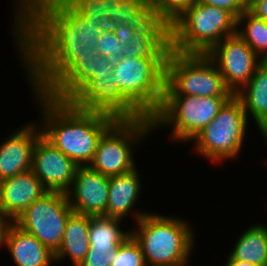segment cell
Returning a JSON list of instances; mask_svg holds the SVG:
<instances>
[{
	"instance_id": "cell-6",
	"label": "cell",
	"mask_w": 267,
	"mask_h": 266,
	"mask_svg": "<svg viewBox=\"0 0 267 266\" xmlns=\"http://www.w3.org/2000/svg\"><path fill=\"white\" fill-rule=\"evenodd\" d=\"M149 134H154L149 117L117 119L98 140L88 167L108 177L132 171L138 166L134 152Z\"/></svg>"
},
{
	"instance_id": "cell-27",
	"label": "cell",
	"mask_w": 267,
	"mask_h": 266,
	"mask_svg": "<svg viewBox=\"0 0 267 266\" xmlns=\"http://www.w3.org/2000/svg\"><path fill=\"white\" fill-rule=\"evenodd\" d=\"M147 1L152 7L155 17L171 25L195 0H147Z\"/></svg>"
},
{
	"instance_id": "cell-21",
	"label": "cell",
	"mask_w": 267,
	"mask_h": 266,
	"mask_svg": "<svg viewBox=\"0 0 267 266\" xmlns=\"http://www.w3.org/2000/svg\"><path fill=\"white\" fill-rule=\"evenodd\" d=\"M234 95L241 101L247 119L251 116L259 132L264 131L267 128V61L256 68L249 82Z\"/></svg>"
},
{
	"instance_id": "cell-14",
	"label": "cell",
	"mask_w": 267,
	"mask_h": 266,
	"mask_svg": "<svg viewBox=\"0 0 267 266\" xmlns=\"http://www.w3.org/2000/svg\"><path fill=\"white\" fill-rule=\"evenodd\" d=\"M114 60L97 51L78 56L43 91L47 96L68 100L88 79L113 73Z\"/></svg>"
},
{
	"instance_id": "cell-30",
	"label": "cell",
	"mask_w": 267,
	"mask_h": 266,
	"mask_svg": "<svg viewBox=\"0 0 267 266\" xmlns=\"http://www.w3.org/2000/svg\"><path fill=\"white\" fill-rule=\"evenodd\" d=\"M122 43L118 42L115 32H101L97 42V52L112 60H117L123 53Z\"/></svg>"
},
{
	"instance_id": "cell-40",
	"label": "cell",
	"mask_w": 267,
	"mask_h": 266,
	"mask_svg": "<svg viewBox=\"0 0 267 266\" xmlns=\"http://www.w3.org/2000/svg\"><path fill=\"white\" fill-rule=\"evenodd\" d=\"M265 160V162H263L264 163V165H266L265 167H267V157L266 158H264Z\"/></svg>"
},
{
	"instance_id": "cell-39",
	"label": "cell",
	"mask_w": 267,
	"mask_h": 266,
	"mask_svg": "<svg viewBox=\"0 0 267 266\" xmlns=\"http://www.w3.org/2000/svg\"><path fill=\"white\" fill-rule=\"evenodd\" d=\"M260 135H261V138L263 139V141L265 142V144L267 146V128L264 131H262L260 133Z\"/></svg>"
},
{
	"instance_id": "cell-33",
	"label": "cell",
	"mask_w": 267,
	"mask_h": 266,
	"mask_svg": "<svg viewBox=\"0 0 267 266\" xmlns=\"http://www.w3.org/2000/svg\"><path fill=\"white\" fill-rule=\"evenodd\" d=\"M87 22L93 23L96 25L101 32H113L115 26L112 20L109 17H103V15H81Z\"/></svg>"
},
{
	"instance_id": "cell-15",
	"label": "cell",
	"mask_w": 267,
	"mask_h": 266,
	"mask_svg": "<svg viewBox=\"0 0 267 266\" xmlns=\"http://www.w3.org/2000/svg\"><path fill=\"white\" fill-rule=\"evenodd\" d=\"M33 121L16 127L1 141L0 181L32 169L34 146L42 135L38 121Z\"/></svg>"
},
{
	"instance_id": "cell-13",
	"label": "cell",
	"mask_w": 267,
	"mask_h": 266,
	"mask_svg": "<svg viewBox=\"0 0 267 266\" xmlns=\"http://www.w3.org/2000/svg\"><path fill=\"white\" fill-rule=\"evenodd\" d=\"M78 167L43 135L37 139L31 170L48 191L66 193L72 185Z\"/></svg>"
},
{
	"instance_id": "cell-35",
	"label": "cell",
	"mask_w": 267,
	"mask_h": 266,
	"mask_svg": "<svg viewBox=\"0 0 267 266\" xmlns=\"http://www.w3.org/2000/svg\"><path fill=\"white\" fill-rule=\"evenodd\" d=\"M137 29H133L127 25H119L115 27V35L118 38V42L122 43V47L125 48L129 45L131 38H134Z\"/></svg>"
},
{
	"instance_id": "cell-38",
	"label": "cell",
	"mask_w": 267,
	"mask_h": 266,
	"mask_svg": "<svg viewBox=\"0 0 267 266\" xmlns=\"http://www.w3.org/2000/svg\"><path fill=\"white\" fill-rule=\"evenodd\" d=\"M121 0H104L106 6V13H112L113 9Z\"/></svg>"
},
{
	"instance_id": "cell-23",
	"label": "cell",
	"mask_w": 267,
	"mask_h": 266,
	"mask_svg": "<svg viewBox=\"0 0 267 266\" xmlns=\"http://www.w3.org/2000/svg\"><path fill=\"white\" fill-rule=\"evenodd\" d=\"M240 233L229 255L257 266H267V226L254 223Z\"/></svg>"
},
{
	"instance_id": "cell-7",
	"label": "cell",
	"mask_w": 267,
	"mask_h": 266,
	"mask_svg": "<svg viewBox=\"0 0 267 266\" xmlns=\"http://www.w3.org/2000/svg\"><path fill=\"white\" fill-rule=\"evenodd\" d=\"M231 97L164 95L160 109L151 118L153 131L170 129L168 138L173 140L171 142H192Z\"/></svg>"
},
{
	"instance_id": "cell-31",
	"label": "cell",
	"mask_w": 267,
	"mask_h": 266,
	"mask_svg": "<svg viewBox=\"0 0 267 266\" xmlns=\"http://www.w3.org/2000/svg\"><path fill=\"white\" fill-rule=\"evenodd\" d=\"M80 15H103L109 17L106 13L104 0H65Z\"/></svg>"
},
{
	"instance_id": "cell-12",
	"label": "cell",
	"mask_w": 267,
	"mask_h": 266,
	"mask_svg": "<svg viewBox=\"0 0 267 266\" xmlns=\"http://www.w3.org/2000/svg\"><path fill=\"white\" fill-rule=\"evenodd\" d=\"M67 101L81 110L101 111L117 119L143 117L123 97L113 73L88 79Z\"/></svg>"
},
{
	"instance_id": "cell-32",
	"label": "cell",
	"mask_w": 267,
	"mask_h": 266,
	"mask_svg": "<svg viewBox=\"0 0 267 266\" xmlns=\"http://www.w3.org/2000/svg\"><path fill=\"white\" fill-rule=\"evenodd\" d=\"M195 2L226 9L236 18L247 10V4L244 0H195Z\"/></svg>"
},
{
	"instance_id": "cell-19",
	"label": "cell",
	"mask_w": 267,
	"mask_h": 266,
	"mask_svg": "<svg viewBox=\"0 0 267 266\" xmlns=\"http://www.w3.org/2000/svg\"><path fill=\"white\" fill-rule=\"evenodd\" d=\"M1 248L9 252L15 266H53L55 263L54 253L49 248L14 223Z\"/></svg>"
},
{
	"instance_id": "cell-1",
	"label": "cell",
	"mask_w": 267,
	"mask_h": 266,
	"mask_svg": "<svg viewBox=\"0 0 267 266\" xmlns=\"http://www.w3.org/2000/svg\"><path fill=\"white\" fill-rule=\"evenodd\" d=\"M100 35L65 0L36 2L16 21L12 42L29 90L42 92L78 56L97 51Z\"/></svg>"
},
{
	"instance_id": "cell-28",
	"label": "cell",
	"mask_w": 267,
	"mask_h": 266,
	"mask_svg": "<svg viewBox=\"0 0 267 266\" xmlns=\"http://www.w3.org/2000/svg\"><path fill=\"white\" fill-rule=\"evenodd\" d=\"M121 243L90 244L85 259L79 266H111Z\"/></svg>"
},
{
	"instance_id": "cell-5",
	"label": "cell",
	"mask_w": 267,
	"mask_h": 266,
	"mask_svg": "<svg viewBox=\"0 0 267 266\" xmlns=\"http://www.w3.org/2000/svg\"><path fill=\"white\" fill-rule=\"evenodd\" d=\"M167 58L114 60L113 75L123 97L143 116L152 118L163 101Z\"/></svg>"
},
{
	"instance_id": "cell-25",
	"label": "cell",
	"mask_w": 267,
	"mask_h": 266,
	"mask_svg": "<svg viewBox=\"0 0 267 266\" xmlns=\"http://www.w3.org/2000/svg\"><path fill=\"white\" fill-rule=\"evenodd\" d=\"M237 33L262 61H267L266 21L246 10L237 18Z\"/></svg>"
},
{
	"instance_id": "cell-3",
	"label": "cell",
	"mask_w": 267,
	"mask_h": 266,
	"mask_svg": "<svg viewBox=\"0 0 267 266\" xmlns=\"http://www.w3.org/2000/svg\"><path fill=\"white\" fill-rule=\"evenodd\" d=\"M134 224L130 235L139 244L147 266H190L197 241L188 220L151 211Z\"/></svg>"
},
{
	"instance_id": "cell-36",
	"label": "cell",
	"mask_w": 267,
	"mask_h": 266,
	"mask_svg": "<svg viewBox=\"0 0 267 266\" xmlns=\"http://www.w3.org/2000/svg\"><path fill=\"white\" fill-rule=\"evenodd\" d=\"M14 221L0 207V248L3 246L9 227Z\"/></svg>"
},
{
	"instance_id": "cell-17",
	"label": "cell",
	"mask_w": 267,
	"mask_h": 266,
	"mask_svg": "<svg viewBox=\"0 0 267 266\" xmlns=\"http://www.w3.org/2000/svg\"><path fill=\"white\" fill-rule=\"evenodd\" d=\"M138 166L130 172L109 177V196L106 207V217L125 220L128 215L136 223L141 217L149 213L143 208H137L142 194V182ZM137 210H135V209ZM141 209V210H140ZM139 210V211H138Z\"/></svg>"
},
{
	"instance_id": "cell-20",
	"label": "cell",
	"mask_w": 267,
	"mask_h": 266,
	"mask_svg": "<svg viewBox=\"0 0 267 266\" xmlns=\"http://www.w3.org/2000/svg\"><path fill=\"white\" fill-rule=\"evenodd\" d=\"M171 50L170 25L156 18L147 28L138 30L122 57L167 58Z\"/></svg>"
},
{
	"instance_id": "cell-41",
	"label": "cell",
	"mask_w": 267,
	"mask_h": 266,
	"mask_svg": "<svg viewBox=\"0 0 267 266\" xmlns=\"http://www.w3.org/2000/svg\"><path fill=\"white\" fill-rule=\"evenodd\" d=\"M250 1H251V0H244V2H245L246 4H248Z\"/></svg>"
},
{
	"instance_id": "cell-2",
	"label": "cell",
	"mask_w": 267,
	"mask_h": 266,
	"mask_svg": "<svg viewBox=\"0 0 267 266\" xmlns=\"http://www.w3.org/2000/svg\"><path fill=\"white\" fill-rule=\"evenodd\" d=\"M29 92L39 108L37 121L42 135L76 165L88 166L98 140L117 118L101 111L81 110L69 101L53 99L42 92Z\"/></svg>"
},
{
	"instance_id": "cell-4",
	"label": "cell",
	"mask_w": 267,
	"mask_h": 266,
	"mask_svg": "<svg viewBox=\"0 0 267 266\" xmlns=\"http://www.w3.org/2000/svg\"><path fill=\"white\" fill-rule=\"evenodd\" d=\"M237 33V18L228 10L193 2L170 25L171 50L207 54L225 37Z\"/></svg>"
},
{
	"instance_id": "cell-8",
	"label": "cell",
	"mask_w": 267,
	"mask_h": 266,
	"mask_svg": "<svg viewBox=\"0 0 267 266\" xmlns=\"http://www.w3.org/2000/svg\"><path fill=\"white\" fill-rule=\"evenodd\" d=\"M250 121L241 101L233 95L216 117L190 142L193 144V152L213 164L238 159L245 138H248L247 127L252 125Z\"/></svg>"
},
{
	"instance_id": "cell-34",
	"label": "cell",
	"mask_w": 267,
	"mask_h": 266,
	"mask_svg": "<svg viewBox=\"0 0 267 266\" xmlns=\"http://www.w3.org/2000/svg\"><path fill=\"white\" fill-rule=\"evenodd\" d=\"M247 11L267 22V0H251L247 4Z\"/></svg>"
},
{
	"instance_id": "cell-16",
	"label": "cell",
	"mask_w": 267,
	"mask_h": 266,
	"mask_svg": "<svg viewBox=\"0 0 267 266\" xmlns=\"http://www.w3.org/2000/svg\"><path fill=\"white\" fill-rule=\"evenodd\" d=\"M66 195L74 212L106 217L109 177L88 166L78 167Z\"/></svg>"
},
{
	"instance_id": "cell-11",
	"label": "cell",
	"mask_w": 267,
	"mask_h": 266,
	"mask_svg": "<svg viewBox=\"0 0 267 266\" xmlns=\"http://www.w3.org/2000/svg\"><path fill=\"white\" fill-rule=\"evenodd\" d=\"M206 55L215 63L233 94L249 82L263 62L238 33L225 37Z\"/></svg>"
},
{
	"instance_id": "cell-24",
	"label": "cell",
	"mask_w": 267,
	"mask_h": 266,
	"mask_svg": "<svg viewBox=\"0 0 267 266\" xmlns=\"http://www.w3.org/2000/svg\"><path fill=\"white\" fill-rule=\"evenodd\" d=\"M114 26L127 25L143 30L155 19L152 7L147 0H121L109 14Z\"/></svg>"
},
{
	"instance_id": "cell-18",
	"label": "cell",
	"mask_w": 267,
	"mask_h": 266,
	"mask_svg": "<svg viewBox=\"0 0 267 266\" xmlns=\"http://www.w3.org/2000/svg\"><path fill=\"white\" fill-rule=\"evenodd\" d=\"M48 190L32 170L0 181V207L15 221L20 214Z\"/></svg>"
},
{
	"instance_id": "cell-9",
	"label": "cell",
	"mask_w": 267,
	"mask_h": 266,
	"mask_svg": "<svg viewBox=\"0 0 267 266\" xmlns=\"http://www.w3.org/2000/svg\"><path fill=\"white\" fill-rule=\"evenodd\" d=\"M164 95L233 96L215 63L206 54L170 50L166 59Z\"/></svg>"
},
{
	"instance_id": "cell-37",
	"label": "cell",
	"mask_w": 267,
	"mask_h": 266,
	"mask_svg": "<svg viewBox=\"0 0 267 266\" xmlns=\"http://www.w3.org/2000/svg\"><path fill=\"white\" fill-rule=\"evenodd\" d=\"M226 257L225 263L222 264L223 266H257L254 264H250L249 262H244L238 259H233L229 254Z\"/></svg>"
},
{
	"instance_id": "cell-29",
	"label": "cell",
	"mask_w": 267,
	"mask_h": 266,
	"mask_svg": "<svg viewBox=\"0 0 267 266\" xmlns=\"http://www.w3.org/2000/svg\"><path fill=\"white\" fill-rule=\"evenodd\" d=\"M111 266H147L139 244L131 235L119 246Z\"/></svg>"
},
{
	"instance_id": "cell-26",
	"label": "cell",
	"mask_w": 267,
	"mask_h": 266,
	"mask_svg": "<svg viewBox=\"0 0 267 266\" xmlns=\"http://www.w3.org/2000/svg\"><path fill=\"white\" fill-rule=\"evenodd\" d=\"M121 219L105 216H90L89 243H122L130 236V229L124 230ZM123 227V228H122Z\"/></svg>"
},
{
	"instance_id": "cell-10",
	"label": "cell",
	"mask_w": 267,
	"mask_h": 266,
	"mask_svg": "<svg viewBox=\"0 0 267 266\" xmlns=\"http://www.w3.org/2000/svg\"><path fill=\"white\" fill-rule=\"evenodd\" d=\"M66 193L48 191L14 221L55 253L62 242L68 217L73 213Z\"/></svg>"
},
{
	"instance_id": "cell-22",
	"label": "cell",
	"mask_w": 267,
	"mask_h": 266,
	"mask_svg": "<svg viewBox=\"0 0 267 266\" xmlns=\"http://www.w3.org/2000/svg\"><path fill=\"white\" fill-rule=\"evenodd\" d=\"M89 226L90 215L73 212L68 217L61 245L54 253L56 263L69 259L72 266L81 264L90 247Z\"/></svg>"
}]
</instances>
